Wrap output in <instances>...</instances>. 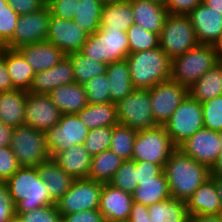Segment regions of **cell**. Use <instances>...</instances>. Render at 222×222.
<instances>
[{"label": "cell", "instance_id": "64", "mask_svg": "<svg viewBox=\"0 0 222 222\" xmlns=\"http://www.w3.org/2000/svg\"><path fill=\"white\" fill-rule=\"evenodd\" d=\"M10 222H22L18 216H15Z\"/></svg>", "mask_w": 222, "mask_h": 222}, {"label": "cell", "instance_id": "40", "mask_svg": "<svg viewBox=\"0 0 222 222\" xmlns=\"http://www.w3.org/2000/svg\"><path fill=\"white\" fill-rule=\"evenodd\" d=\"M109 183L122 191L132 194L138 185L136 162L125 160Z\"/></svg>", "mask_w": 222, "mask_h": 222}, {"label": "cell", "instance_id": "6", "mask_svg": "<svg viewBox=\"0 0 222 222\" xmlns=\"http://www.w3.org/2000/svg\"><path fill=\"white\" fill-rule=\"evenodd\" d=\"M10 148L20 167H37L51 158L45 133L26 124L14 127Z\"/></svg>", "mask_w": 222, "mask_h": 222}, {"label": "cell", "instance_id": "42", "mask_svg": "<svg viewBox=\"0 0 222 222\" xmlns=\"http://www.w3.org/2000/svg\"><path fill=\"white\" fill-rule=\"evenodd\" d=\"M112 137V127H99L88 131L87 138L83 146L91 155L100 154L103 151L109 150Z\"/></svg>", "mask_w": 222, "mask_h": 222}, {"label": "cell", "instance_id": "1", "mask_svg": "<svg viewBox=\"0 0 222 222\" xmlns=\"http://www.w3.org/2000/svg\"><path fill=\"white\" fill-rule=\"evenodd\" d=\"M171 197L186 202L211 177V169L177 148L164 165Z\"/></svg>", "mask_w": 222, "mask_h": 222}, {"label": "cell", "instance_id": "12", "mask_svg": "<svg viewBox=\"0 0 222 222\" xmlns=\"http://www.w3.org/2000/svg\"><path fill=\"white\" fill-rule=\"evenodd\" d=\"M189 95L188 88L173 79L165 80L149 89L152 116L164 126L181 102Z\"/></svg>", "mask_w": 222, "mask_h": 222}, {"label": "cell", "instance_id": "25", "mask_svg": "<svg viewBox=\"0 0 222 222\" xmlns=\"http://www.w3.org/2000/svg\"><path fill=\"white\" fill-rule=\"evenodd\" d=\"M48 95L62 114H77L88 104L84 86L77 82L57 87Z\"/></svg>", "mask_w": 222, "mask_h": 222}, {"label": "cell", "instance_id": "35", "mask_svg": "<svg viewBox=\"0 0 222 222\" xmlns=\"http://www.w3.org/2000/svg\"><path fill=\"white\" fill-rule=\"evenodd\" d=\"M103 6L100 0H77V12L73 20L88 35H92L100 29Z\"/></svg>", "mask_w": 222, "mask_h": 222}, {"label": "cell", "instance_id": "8", "mask_svg": "<svg viewBox=\"0 0 222 222\" xmlns=\"http://www.w3.org/2000/svg\"><path fill=\"white\" fill-rule=\"evenodd\" d=\"M177 149L164 126L138 131L132 160L159 164L164 168L170 155Z\"/></svg>", "mask_w": 222, "mask_h": 222}, {"label": "cell", "instance_id": "52", "mask_svg": "<svg viewBox=\"0 0 222 222\" xmlns=\"http://www.w3.org/2000/svg\"><path fill=\"white\" fill-rule=\"evenodd\" d=\"M137 168V180L153 179V177L159 176L164 168L159 164H154L147 161H135Z\"/></svg>", "mask_w": 222, "mask_h": 222}, {"label": "cell", "instance_id": "21", "mask_svg": "<svg viewBox=\"0 0 222 222\" xmlns=\"http://www.w3.org/2000/svg\"><path fill=\"white\" fill-rule=\"evenodd\" d=\"M35 74L54 67L67 55L48 41L21 46L17 49Z\"/></svg>", "mask_w": 222, "mask_h": 222}, {"label": "cell", "instance_id": "9", "mask_svg": "<svg viewBox=\"0 0 222 222\" xmlns=\"http://www.w3.org/2000/svg\"><path fill=\"white\" fill-rule=\"evenodd\" d=\"M164 127L178 148L195 132L204 127L201 103L188 95L176 108Z\"/></svg>", "mask_w": 222, "mask_h": 222}, {"label": "cell", "instance_id": "62", "mask_svg": "<svg viewBox=\"0 0 222 222\" xmlns=\"http://www.w3.org/2000/svg\"><path fill=\"white\" fill-rule=\"evenodd\" d=\"M5 4H7V0H0V11L3 10Z\"/></svg>", "mask_w": 222, "mask_h": 222}, {"label": "cell", "instance_id": "41", "mask_svg": "<svg viewBox=\"0 0 222 222\" xmlns=\"http://www.w3.org/2000/svg\"><path fill=\"white\" fill-rule=\"evenodd\" d=\"M109 82L106 73L98 75L83 84L89 104H101L111 102Z\"/></svg>", "mask_w": 222, "mask_h": 222}, {"label": "cell", "instance_id": "44", "mask_svg": "<svg viewBox=\"0 0 222 222\" xmlns=\"http://www.w3.org/2000/svg\"><path fill=\"white\" fill-rule=\"evenodd\" d=\"M19 14L7 3L0 11V47H4L13 37Z\"/></svg>", "mask_w": 222, "mask_h": 222}, {"label": "cell", "instance_id": "57", "mask_svg": "<svg viewBox=\"0 0 222 222\" xmlns=\"http://www.w3.org/2000/svg\"><path fill=\"white\" fill-rule=\"evenodd\" d=\"M211 177H222V134H221V154L216 163L211 168Z\"/></svg>", "mask_w": 222, "mask_h": 222}, {"label": "cell", "instance_id": "54", "mask_svg": "<svg viewBox=\"0 0 222 222\" xmlns=\"http://www.w3.org/2000/svg\"><path fill=\"white\" fill-rule=\"evenodd\" d=\"M127 222H151L148 207L146 205L133 202Z\"/></svg>", "mask_w": 222, "mask_h": 222}, {"label": "cell", "instance_id": "47", "mask_svg": "<svg viewBox=\"0 0 222 222\" xmlns=\"http://www.w3.org/2000/svg\"><path fill=\"white\" fill-rule=\"evenodd\" d=\"M47 6L54 17L72 20L77 12V0H47Z\"/></svg>", "mask_w": 222, "mask_h": 222}, {"label": "cell", "instance_id": "36", "mask_svg": "<svg viewBox=\"0 0 222 222\" xmlns=\"http://www.w3.org/2000/svg\"><path fill=\"white\" fill-rule=\"evenodd\" d=\"M124 161L125 160L117 156L111 150H106L100 154L94 155L91 159V168L88 179L102 183H109Z\"/></svg>", "mask_w": 222, "mask_h": 222}, {"label": "cell", "instance_id": "56", "mask_svg": "<svg viewBox=\"0 0 222 222\" xmlns=\"http://www.w3.org/2000/svg\"><path fill=\"white\" fill-rule=\"evenodd\" d=\"M188 222H222L219 215H189Z\"/></svg>", "mask_w": 222, "mask_h": 222}, {"label": "cell", "instance_id": "2", "mask_svg": "<svg viewBox=\"0 0 222 222\" xmlns=\"http://www.w3.org/2000/svg\"><path fill=\"white\" fill-rule=\"evenodd\" d=\"M15 216L27 211L56 204L49 196L37 167H20L8 180Z\"/></svg>", "mask_w": 222, "mask_h": 222}, {"label": "cell", "instance_id": "51", "mask_svg": "<svg viewBox=\"0 0 222 222\" xmlns=\"http://www.w3.org/2000/svg\"><path fill=\"white\" fill-rule=\"evenodd\" d=\"M7 3L19 14V16L42 9L46 0H7Z\"/></svg>", "mask_w": 222, "mask_h": 222}, {"label": "cell", "instance_id": "16", "mask_svg": "<svg viewBox=\"0 0 222 222\" xmlns=\"http://www.w3.org/2000/svg\"><path fill=\"white\" fill-rule=\"evenodd\" d=\"M88 36L73 19L50 16L46 41L53 43L66 55L80 52Z\"/></svg>", "mask_w": 222, "mask_h": 222}, {"label": "cell", "instance_id": "58", "mask_svg": "<svg viewBox=\"0 0 222 222\" xmlns=\"http://www.w3.org/2000/svg\"><path fill=\"white\" fill-rule=\"evenodd\" d=\"M203 3L222 14V0H203Z\"/></svg>", "mask_w": 222, "mask_h": 222}, {"label": "cell", "instance_id": "49", "mask_svg": "<svg viewBox=\"0 0 222 222\" xmlns=\"http://www.w3.org/2000/svg\"><path fill=\"white\" fill-rule=\"evenodd\" d=\"M203 0H167L166 10L170 15H188Z\"/></svg>", "mask_w": 222, "mask_h": 222}, {"label": "cell", "instance_id": "34", "mask_svg": "<svg viewBox=\"0 0 222 222\" xmlns=\"http://www.w3.org/2000/svg\"><path fill=\"white\" fill-rule=\"evenodd\" d=\"M151 222H188L186 202L174 198L152 204L148 207Z\"/></svg>", "mask_w": 222, "mask_h": 222}, {"label": "cell", "instance_id": "17", "mask_svg": "<svg viewBox=\"0 0 222 222\" xmlns=\"http://www.w3.org/2000/svg\"><path fill=\"white\" fill-rule=\"evenodd\" d=\"M61 115V111L51 101L48 94L28 92L25 103L26 125L46 133L59 122Z\"/></svg>", "mask_w": 222, "mask_h": 222}, {"label": "cell", "instance_id": "50", "mask_svg": "<svg viewBox=\"0 0 222 222\" xmlns=\"http://www.w3.org/2000/svg\"><path fill=\"white\" fill-rule=\"evenodd\" d=\"M62 222H106L99 209L85 210L62 216Z\"/></svg>", "mask_w": 222, "mask_h": 222}, {"label": "cell", "instance_id": "14", "mask_svg": "<svg viewBox=\"0 0 222 222\" xmlns=\"http://www.w3.org/2000/svg\"><path fill=\"white\" fill-rule=\"evenodd\" d=\"M50 16L47 4L38 11L19 16L14 35L4 47L18 49L24 45L46 41Z\"/></svg>", "mask_w": 222, "mask_h": 222}, {"label": "cell", "instance_id": "22", "mask_svg": "<svg viewBox=\"0 0 222 222\" xmlns=\"http://www.w3.org/2000/svg\"><path fill=\"white\" fill-rule=\"evenodd\" d=\"M189 215H219L222 203L216 189L215 180L210 177L200 185L186 201Z\"/></svg>", "mask_w": 222, "mask_h": 222}, {"label": "cell", "instance_id": "32", "mask_svg": "<svg viewBox=\"0 0 222 222\" xmlns=\"http://www.w3.org/2000/svg\"><path fill=\"white\" fill-rule=\"evenodd\" d=\"M189 95L202 103L222 95V62L208 70L188 89Z\"/></svg>", "mask_w": 222, "mask_h": 222}, {"label": "cell", "instance_id": "7", "mask_svg": "<svg viewBox=\"0 0 222 222\" xmlns=\"http://www.w3.org/2000/svg\"><path fill=\"white\" fill-rule=\"evenodd\" d=\"M187 15L168 14L159 35V47L172 60L198 45Z\"/></svg>", "mask_w": 222, "mask_h": 222}, {"label": "cell", "instance_id": "29", "mask_svg": "<svg viewBox=\"0 0 222 222\" xmlns=\"http://www.w3.org/2000/svg\"><path fill=\"white\" fill-rule=\"evenodd\" d=\"M106 75L112 103L117 104L135 89L130 79V71L126 59L108 64Z\"/></svg>", "mask_w": 222, "mask_h": 222}, {"label": "cell", "instance_id": "24", "mask_svg": "<svg viewBox=\"0 0 222 222\" xmlns=\"http://www.w3.org/2000/svg\"><path fill=\"white\" fill-rule=\"evenodd\" d=\"M53 160L74 179H86L89 176L92 156L83 144L57 152Z\"/></svg>", "mask_w": 222, "mask_h": 222}, {"label": "cell", "instance_id": "33", "mask_svg": "<svg viewBox=\"0 0 222 222\" xmlns=\"http://www.w3.org/2000/svg\"><path fill=\"white\" fill-rule=\"evenodd\" d=\"M5 64L13 89L28 91L35 72L21 53L17 49L5 47Z\"/></svg>", "mask_w": 222, "mask_h": 222}, {"label": "cell", "instance_id": "20", "mask_svg": "<svg viewBox=\"0 0 222 222\" xmlns=\"http://www.w3.org/2000/svg\"><path fill=\"white\" fill-rule=\"evenodd\" d=\"M74 82L72 62L68 57H65L54 67L36 73L32 78L30 88L27 92L35 94H49L57 87Z\"/></svg>", "mask_w": 222, "mask_h": 222}, {"label": "cell", "instance_id": "4", "mask_svg": "<svg viewBox=\"0 0 222 222\" xmlns=\"http://www.w3.org/2000/svg\"><path fill=\"white\" fill-rule=\"evenodd\" d=\"M219 62L214 45L198 44L171 60V79L189 89Z\"/></svg>", "mask_w": 222, "mask_h": 222}, {"label": "cell", "instance_id": "43", "mask_svg": "<svg viewBox=\"0 0 222 222\" xmlns=\"http://www.w3.org/2000/svg\"><path fill=\"white\" fill-rule=\"evenodd\" d=\"M204 128L222 133V95L201 103Z\"/></svg>", "mask_w": 222, "mask_h": 222}, {"label": "cell", "instance_id": "11", "mask_svg": "<svg viewBox=\"0 0 222 222\" xmlns=\"http://www.w3.org/2000/svg\"><path fill=\"white\" fill-rule=\"evenodd\" d=\"M102 182L75 179L69 190L56 202L61 216L72 213L99 209Z\"/></svg>", "mask_w": 222, "mask_h": 222}, {"label": "cell", "instance_id": "13", "mask_svg": "<svg viewBox=\"0 0 222 222\" xmlns=\"http://www.w3.org/2000/svg\"><path fill=\"white\" fill-rule=\"evenodd\" d=\"M88 131L77 114H62L59 122L45 133L51 158L59 151L83 144Z\"/></svg>", "mask_w": 222, "mask_h": 222}, {"label": "cell", "instance_id": "38", "mask_svg": "<svg viewBox=\"0 0 222 222\" xmlns=\"http://www.w3.org/2000/svg\"><path fill=\"white\" fill-rule=\"evenodd\" d=\"M138 131L123 124L112 127V137L109 150L123 160H132L135 137Z\"/></svg>", "mask_w": 222, "mask_h": 222}, {"label": "cell", "instance_id": "59", "mask_svg": "<svg viewBox=\"0 0 222 222\" xmlns=\"http://www.w3.org/2000/svg\"><path fill=\"white\" fill-rule=\"evenodd\" d=\"M214 48L217 53L218 60L222 62V35L214 44Z\"/></svg>", "mask_w": 222, "mask_h": 222}, {"label": "cell", "instance_id": "30", "mask_svg": "<svg viewBox=\"0 0 222 222\" xmlns=\"http://www.w3.org/2000/svg\"><path fill=\"white\" fill-rule=\"evenodd\" d=\"M133 23L131 0L104 4L101 13L100 29L127 31Z\"/></svg>", "mask_w": 222, "mask_h": 222}, {"label": "cell", "instance_id": "53", "mask_svg": "<svg viewBox=\"0 0 222 222\" xmlns=\"http://www.w3.org/2000/svg\"><path fill=\"white\" fill-rule=\"evenodd\" d=\"M13 90V84L5 64V47H0V93Z\"/></svg>", "mask_w": 222, "mask_h": 222}, {"label": "cell", "instance_id": "61", "mask_svg": "<svg viewBox=\"0 0 222 222\" xmlns=\"http://www.w3.org/2000/svg\"><path fill=\"white\" fill-rule=\"evenodd\" d=\"M103 4H107V3H113V2H118V1H122V0H100Z\"/></svg>", "mask_w": 222, "mask_h": 222}, {"label": "cell", "instance_id": "15", "mask_svg": "<svg viewBox=\"0 0 222 222\" xmlns=\"http://www.w3.org/2000/svg\"><path fill=\"white\" fill-rule=\"evenodd\" d=\"M178 148L185 155L211 169L221 154V132L203 127Z\"/></svg>", "mask_w": 222, "mask_h": 222}, {"label": "cell", "instance_id": "18", "mask_svg": "<svg viewBox=\"0 0 222 222\" xmlns=\"http://www.w3.org/2000/svg\"><path fill=\"white\" fill-rule=\"evenodd\" d=\"M199 44L214 45L222 35V14L203 2L187 15Z\"/></svg>", "mask_w": 222, "mask_h": 222}, {"label": "cell", "instance_id": "65", "mask_svg": "<svg viewBox=\"0 0 222 222\" xmlns=\"http://www.w3.org/2000/svg\"><path fill=\"white\" fill-rule=\"evenodd\" d=\"M220 218H221V221H222V208H221V211H220V214H219Z\"/></svg>", "mask_w": 222, "mask_h": 222}, {"label": "cell", "instance_id": "27", "mask_svg": "<svg viewBox=\"0 0 222 222\" xmlns=\"http://www.w3.org/2000/svg\"><path fill=\"white\" fill-rule=\"evenodd\" d=\"M28 92L13 89L0 93V121L18 127L25 124V103Z\"/></svg>", "mask_w": 222, "mask_h": 222}, {"label": "cell", "instance_id": "37", "mask_svg": "<svg viewBox=\"0 0 222 222\" xmlns=\"http://www.w3.org/2000/svg\"><path fill=\"white\" fill-rule=\"evenodd\" d=\"M67 57L73 65L74 81L81 85L106 73L107 64L90 59L80 52L70 53Z\"/></svg>", "mask_w": 222, "mask_h": 222}, {"label": "cell", "instance_id": "46", "mask_svg": "<svg viewBox=\"0 0 222 222\" xmlns=\"http://www.w3.org/2000/svg\"><path fill=\"white\" fill-rule=\"evenodd\" d=\"M20 165L16 156L9 147H0V182L8 180Z\"/></svg>", "mask_w": 222, "mask_h": 222}, {"label": "cell", "instance_id": "3", "mask_svg": "<svg viewBox=\"0 0 222 222\" xmlns=\"http://www.w3.org/2000/svg\"><path fill=\"white\" fill-rule=\"evenodd\" d=\"M126 60L135 89H150L171 79V59L160 47L130 53Z\"/></svg>", "mask_w": 222, "mask_h": 222}, {"label": "cell", "instance_id": "55", "mask_svg": "<svg viewBox=\"0 0 222 222\" xmlns=\"http://www.w3.org/2000/svg\"><path fill=\"white\" fill-rule=\"evenodd\" d=\"M14 128L0 121V147H9Z\"/></svg>", "mask_w": 222, "mask_h": 222}, {"label": "cell", "instance_id": "5", "mask_svg": "<svg viewBox=\"0 0 222 222\" xmlns=\"http://www.w3.org/2000/svg\"><path fill=\"white\" fill-rule=\"evenodd\" d=\"M80 53L107 65L124 60L129 55L127 32L115 29H99L96 33L88 36Z\"/></svg>", "mask_w": 222, "mask_h": 222}, {"label": "cell", "instance_id": "48", "mask_svg": "<svg viewBox=\"0 0 222 222\" xmlns=\"http://www.w3.org/2000/svg\"><path fill=\"white\" fill-rule=\"evenodd\" d=\"M15 217V206L12 202L6 182H0V222H10Z\"/></svg>", "mask_w": 222, "mask_h": 222}, {"label": "cell", "instance_id": "60", "mask_svg": "<svg viewBox=\"0 0 222 222\" xmlns=\"http://www.w3.org/2000/svg\"><path fill=\"white\" fill-rule=\"evenodd\" d=\"M216 183L217 193L222 203V177H212Z\"/></svg>", "mask_w": 222, "mask_h": 222}, {"label": "cell", "instance_id": "31", "mask_svg": "<svg viewBox=\"0 0 222 222\" xmlns=\"http://www.w3.org/2000/svg\"><path fill=\"white\" fill-rule=\"evenodd\" d=\"M80 121L89 129L113 127L118 124L117 105L115 103L87 104L77 113Z\"/></svg>", "mask_w": 222, "mask_h": 222}, {"label": "cell", "instance_id": "28", "mask_svg": "<svg viewBox=\"0 0 222 222\" xmlns=\"http://www.w3.org/2000/svg\"><path fill=\"white\" fill-rule=\"evenodd\" d=\"M132 198L134 202L147 207L171 198L164 171L153 179L138 181V185L132 193Z\"/></svg>", "mask_w": 222, "mask_h": 222}, {"label": "cell", "instance_id": "26", "mask_svg": "<svg viewBox=\"0 0 222 222\" xmlns=\"http://www.w3.org/2000/svg\"><path fill=\"white\" fill-rule=\"evenodd\" d=\"M40 178L45 182L50 198L56 203L71 187L73 177L68 175L53 158L37 166Z\"/></svg>", "mask_w": 222, "mask_h": 222}, {"label": "cell", "instance_id": "45", "mask_svg": "<svg viewBox=\"0 0 222 222\" xmlns=\"http://www.w3.org/2000/svg\"><path fill=\"white\" fill-rule=\"evenodd\" d=\"M22 222H61L62 216L56 204L48 205L19 214Z\"/></svg>", "mask_w": 222, "mask_h": 222}, {"label": "cell", "instance_id": "39", "mask_svg": "<svg viewBox=\"0 0 222 222\" xmlns=\"http://www.w3.org/2000/svg\"><path fill=\"white\" fill-rule=\"evenodd\" d=\"M126 32L129 41V54L159 47V35L145 30L140 25L133 23Z\"/></svg>", "mask_w": 222, "mask_h": 222}, {"label": "cell", "instance_id": "19", "mask_svg": "<svg viewBox=\"0 0 222 222\" xmlns=\"http://www.w3.org/2000/svg\"><path fill=\"white\" fill-rule=\"evenodd\" d=\"M133 202L131 193L122 191L110 183H103L99 210L106 222H127Z\"/></svg>", "mask_w": 222, "mask_h": 222}, {"label": "cell", "instance_id": "23", "mask_svg": "<svg viewBox=\"0 0 222 222\" xmlns=\"http://www.w3.org/2000/svg\"><path fill=\"white\" fill-rule=\"evenodd\" d=\"M134 24L160 35L168 15L166 5L149 0H131Z\"/></svg>", "mask_w": 222, "mask_h": 222}, {"label": "cell", "instance_id": "63", "mask_svg": "<svg viewBox=\"0 0 222 222\" xmlns=\"http://www.w3.org/2000/svg\"><path fill=\"white\" fill-rule=\"evenodd\" d=\"M149 1H153V2H156V3H161V4H164V5H166V2H167V0H149Z\"/></svg>", "mask_w": 222, "mask_h": 222}, {"label": "cell", "instance_id": "10", "mask_svg": "<svg viewBox=\"0 0 222 222\" xmlns=\"http://www.w3.org/2000/svg\"><path fill=\"white\" fill-rule=\"evenodd\" d=\"M116 105L118 124L126 125L136 131L158 126L152 116L149 89H134Z\"/></svg>", "mask_w": 222, "mask_h": 222}]
</instances>
